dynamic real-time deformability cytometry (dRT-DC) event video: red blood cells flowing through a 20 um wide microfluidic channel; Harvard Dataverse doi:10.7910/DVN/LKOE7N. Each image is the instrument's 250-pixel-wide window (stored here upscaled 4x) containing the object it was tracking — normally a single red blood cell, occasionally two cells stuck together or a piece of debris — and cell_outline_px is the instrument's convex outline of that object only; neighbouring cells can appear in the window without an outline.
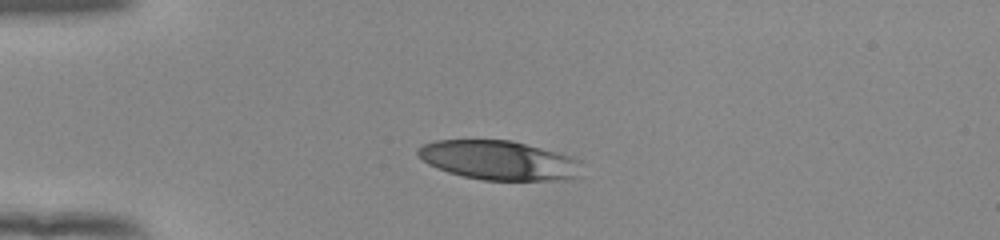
{"species": "human", "species_latin": "Homo sapiens", "temperature_condition": "room temperature", "stored_images_in_passage": 40, "camera_frame_rate_fps": 3000, "um_per_image_px": 0.085, "donor": {"sex": "female"}, "frame": {"image": 1, "passage_image": 1, "time_ms": 0.0, "image_size_px": [1000, 240], "cell_outline_px": [[580, 160], [576, 176], [564, 180], [484, 180], [464, 176], [448, 172], [436, 168], [428, 164], [416, 152], [416, 148], [424, 144], [436, 140], [512, 140], [568, 156]], "centroid_in_image_um": [42.33, 13.62], "position_along_channel_um": 42.7, "area_um2": 36.99}}
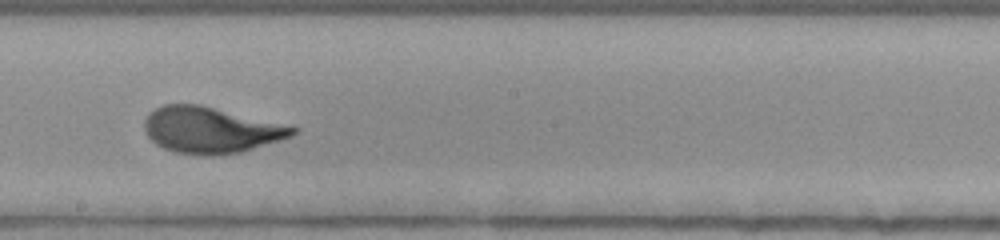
{"frame": {"image": 2, "passage_image": 18, "time_ms": 5.667, "image_size_px": [1000, 240], "cell_outline_px": [[300, 128], [292, 136], [280, 140], [240, 152], [216, 156], [204, 156], [176, 152], [164, 148], [156, 144], [144, 132], [144, 120], [148, 112], [164, 104], [200, 104]], "centroid_in_image_um": [17.88, 11.05], "position_along_channel_um": 230.3, "area_um2": 39.88}}
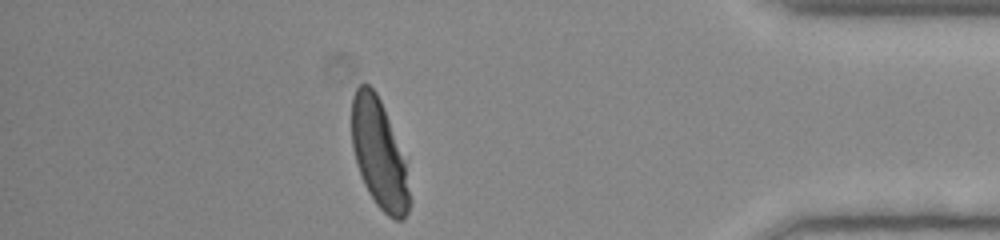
{"frame": {"image": 3, "passage_image": 34, "time_ms": 11.0, "image_size_px": [1000, 240], "cell_outline_px": [[412, 200], [408, 212], [404, 220], [396, 220], [388, 216], [376, 204], [368, 192], [360, 176], [356, 164], [352, 148], [352, 96], [356, 88], [360, 84], [368, 84], [376, 92], [384, 108], [404, 160]], "centroid_in_image_um": [32.21, 13.13], "position_along_channel_um": 403.0, "area_um2": 36.59}, "authors_computed_cell_mechanics": {"area_um2": 38.8416, "velocity_mm_per_s": 3.8931, "shape_relaxation_time_tau1_ms": 2.9492, "shape_relaxation_time_tau2_ms": null, "deformation_change_tau1": 0.182, "deformation_change_tau2": null}}